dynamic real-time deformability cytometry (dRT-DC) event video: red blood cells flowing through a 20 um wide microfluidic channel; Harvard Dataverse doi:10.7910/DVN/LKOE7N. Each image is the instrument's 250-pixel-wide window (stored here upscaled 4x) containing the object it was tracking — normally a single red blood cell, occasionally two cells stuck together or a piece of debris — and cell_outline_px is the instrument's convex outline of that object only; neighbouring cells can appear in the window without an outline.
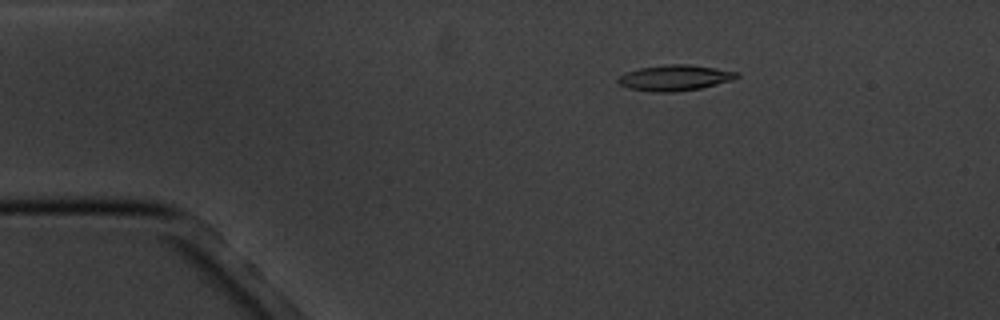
{"species": "common noctule bat (a hibernating species)", "species_latin": "Nyctalus noctula", "temperature_condition": "cold", "stored_images_in_passage": 5, "camera_frame_rate_fps": 3000, "um_per_image_px": 0.085, "animal": {"sex": "male", "body_mass_g": 20.1, "forearm_length_mm": 53.5}, "frame": {"image": 1, "passage_image": 3, "time_ms": 2.333, "image_size_px": [1000, 320], "cell_outline_px": [[740, 76], [732, 80], [700, 88], [676, 92], [652, 92], [628, 88], [620, 84], [616, 80], [620, 76], [628, 72], [640, 68], [668, 64], [688, 64], [716, 68], [740, 72]], "centroid_in_image_um": [57.39, 6.61], "position_along_channel_um": 27.6, "area_um2": 17.74}}
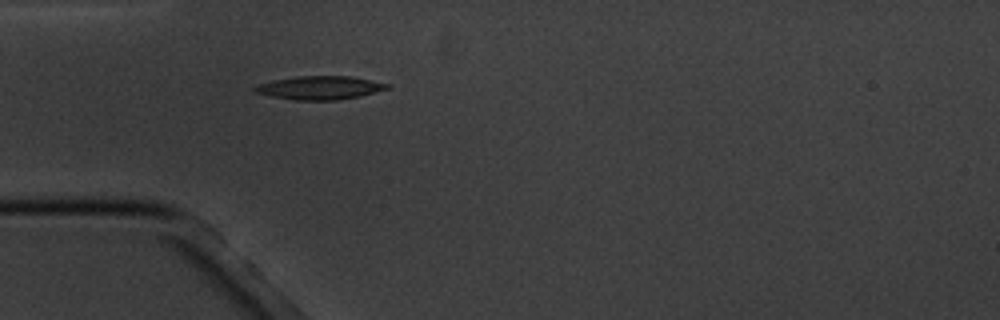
{"frame": {"image": 2, "passage_image": 5, "time_ms": 4.667, "image_size_px": [1000, 320], "cell_outline_px": [[392, 84], [388, 88], [360, 96], [336, 100], [296, 100], [272, 96], [256, 92], [252, 88], [260, 84], [276, 80], [296, 76], [348, 76]], "centroid_in_image_um": [27.21, 7.46], "position_along_channel_um": 57.8, "area_um2": 17.74}}